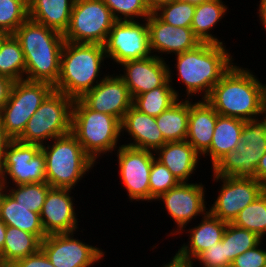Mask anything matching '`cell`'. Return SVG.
Segmentation results:
<instances>
[{
  "label": "cell",
  "mask_w": 266,
  "mask_h": 267,
  "mask_svg": "<svg viewBox=\"0 0 266 267\" xmlns=\"http://www.w3.org/2000/svg\"><path fill=\"white\" fill-rule=\"evenodd\" d=\"M103 2L116 21L140 18L145 20L151 15L143 0H103Z\"/></svg>",
  "instance_id": "38"
},
{
  "label": "cell",
  "mask_w": 266,
  "mask_h": 267,
  "mask_svg": "<svg viewBox=\"0 0 266 267\" xmlns=\"http://www.w3.org/2000/svg\"><path fill=\"white\" fill-rule=\"evenodd\" d=\"M10 267H55L43 250L40 248L36 253L17 260Z\"/></svg>",
  "instance_id": "43"
},
{
  "label": "cell",
  "mask_w": 266,
  "mask_h": 267,
  "mask_svg": "<svg viewBox=\"0 0 266 267\" xmlns=\"http://www.w3.org/2000/svg\"><path fill=\"white\" fill-rule=\"evenodd\" d=\"M164 59L149 56L143 59L128 60L120 64L124 74L119 77L128 87L132 97L163 86L169 80V66Z\"/></svg>",
  "instance_id": "17"
},
{
  "label": "cell",
  "mask_w": 266,
  "mask_h": 267,
  "mask_svg": "<svg viewBox=\"0 0 266 267\" xmlns=\"http://www.w3.org/2000/svg\"><path fill=\"white\" fill-rule=\"evenodd\" d=\"M201 222L195 227L183 229L180 233L187 231L190 235L177 253L190 261H193L201 252L219 243L227 227V222L220 220L218 217L213 216L209 211L202 216Z\"/></svg>",
  "instance_id": "21"
},
{
  "label": "cell",
  "mask_w": 266,
  "mask_h": 267,
  "mask_svg": "<svg viewBox=\"0 0 266 267\" xmlns=\"http://www.w3.org/2000/svg\"><path fill=\"white\" fill-rule=\"evenodd\" d=\"M264 115L266 116V88H265V106H264Z\"/></svg>",
  "instance_id": "54"
},
{
  "label": "cell",
  "mask_w": 266,
  "mask_h": 267,
  "mask_svg": "<svg viewBox=\"0 0 266 267\" xmlns=\"http://www.w3.org/2000/svg\"><path fill=\"white\" fill-rule=\"evenodd\" d=\"M222 0H207L196 6L191 29L201 43L225 44L224 41L212 35L214 26L220 22L227 13V5ZM211 30V31H210Z\"/></svg>",
  "instance_id": "28"
},
{
  "label": "cell",
  "mask_w": 266,
  "mask_h": 267,
  "mask_svg": "<svg viewBox=\"0 0 266 267\" xmlns=\"http://www.w3.org/2000/svg\"><path fill=\"white\" fill-rule=\"evenodd\" d=\"M147 25L152 55L161 59H166L162 57L164 53L176 55L201 44L190 27H173L161 21L154 13L147 18Z\"/></svg>",
  "instance_id": "19"
},
{
  "label": "cell",
  "mask_w": 266,
  "mask_h": 267,
  "mask_svg": "<svg viewBox=\"0 0 266 267\" xmlns=\"http://www.w3.org/2000/svg\"><path fill=\"white\" fill-rule=\"evenodd\" d=\"M13 35L24 53L25 80L54 86L60 75L63 34L28 18Z\"/></svg>",
  "instance_id": "2"
},
{
  "label": "cell",
  "mask_w": 266,
  "mask_h": 267,
  "mask_svg": "<svg viewBox=\"0 0 266 267\" xmlns=\"http://www.w3.org/2000/svg\"><path fill=\"white\" fill-rule=\"evenodd\" d=\"M227 256V267H231L233 260L245 251L254 248L262 240L256 233L228 223L223 234Z\"/></svg>",
  "instance_id": "33"
},
{
  "label": "cell",
  "mask_w": 266,
  "mask_h": 267,
  "mask_svg": "<svg viewBox=\"0 0 266 267\" xmlns=\"http://www.w3.org/2000/svg\"><path fill=\"white\" fill-rule=\"evenodd\" d=\"M196 6L183 1L171 0L159 7L154 14L173 27H191Z\"/></svg>",
  "instance_id": "37"
},
{
  "label": "cell",
  "mask_w": 266,
  "mask_h": 267,
  "mask_svg": "<svg viewBox=\"0 0 266 267\" xmlns=\"http://www.w3.org/2000/svg\"><path fill=\"white\" fill-rule=\"evenodd\" d=\"M155 158L165 165L179 182H188L196 171L201 155L185 141L166 142L155 152ZM198 164V165H197Z\"/></svg>",
  "instance_id": "23"
},
{
  "label": "cell",
  "mask_w": 266,
  "mask_h": 267,
  "mask_svg": "<svg viewBox=\"0 0 266 267\" xmlns=\"http://www.w3.org/2000/svg\"><path fill=\"white\" fill-rule=\"evenodd\" d=\"M4 191H5V186L0 179V204H1V199H2Z\"/></svg>",
  "instance_id": "52"
},
{
  "label": "cell",
  "mask_w": 266,
  "mask_h": 267,
  "mask_svg": "<svg viewBox=\"0 0 266 267\" xmlns=\"http://www.w3.org/2000/svg\"><path fill=\"white\" fill-rule=\"evenodd\" d=\"M176 1H183V2H187L189 4L197 6V5L202 4L203 2H206L207 0H176Z\"/></svg>",
  "instance_id": "51"
},
{
  "label": "cell",
  "mask_w": 266,
  "mask_h": 267,
  "mask_svg": "<svg viewBox=\"0 0 266 267\" xmlns=\"http://www.w3.org/2000/svg\"><path fill=\"white\" fill-rule=\"evenodd\" d=\"M169 67V80L160 87L133 98L132 105L139 111L153 117L159 116L179 99V91L173 88V72ZM172 74V75H171Z\"/></svg>",
  "instance_id": "31"
},
{
  "label": "cell",
  "mask_w": 266,
  "mask_h": 267,
  "mask_svg": "<svg viewBox=\"0 0 266 267\" xmlns=\"http://www.w3.org/2000/svg\"><path fill=\"white\" fill-rule=\"evenodd\" d=\"M41 248V240L34 234L7 226L5 243L0 252V265L10 267L17 260L36 253Z\"/></svg>",
  "instance_id": "29"
},
{
  "label": "cell",
  "mask_w": 266,
  "mask_h": 267,
  "mask_svg": "<svg viewBox=\"0 0 266 267\" xmlns=\"http://www.w3.org/2000/svg\"><path fill=\"white\" fill-rule=\"evenodd\" d=\"M213 176V181L222 182L218 196L208 211L227 223H232L248 204H251L265 190L266 186L257 179L235 178L234 176Z\"/></svg>",
  "instance_id": "12"
},
{
  "label": "cell",
  "mask_w": 266,
  "mask_h": 267,
  "mask_svg": "<svg viewBox=\"0 0 266 267\" xmlns=\"http://www.w3.org/2000/svg\"><path fill=\"white\" fill-rule=\"evenodd\" d=\"M9 34L3 32V31H0V45L2 43V41L8 36Z\"/></svg>",
  "instance_id": "53"
},
{
  "label": "cell",
  "mask_w": 266,
  "mask_h": 267,
  "mask_svg": "<svg viewBox=\"0 0 266 267\" xmlns=\"http://www.w3.org/2000/svg\"><path fill=\"white\" fill-rule=\"evenodd\" d=\"M7 178L13 185L46 182L41 146L11 140L0 163V179L5 187H9Z\"/></svg>",
  "instance_id": "10"
},
{
  "label": "cell",
  "mask_w": 266,
  "mask_h": 267,
  "mask_svg": "<svg viewBox=\"0 0 266 267\" xmlns=\"http://www.w3.org/2000/svg\"><path fill=\"white\" fill-rule=\"evenodd\" d=\"M179 183L178 179L165 165L156 158L153 159L149 175L150 202L155 201L161 194L177 186Z\"/></svg>",
  "instance_id": "39"
},
{
  "label": "cell",
  "mask_w": 266,
  "mask_h": 267,
  "mask_svg": "<svg viewBox=\"0 0 266 267\" xmlns=\"http://www.w3.org/2000/svg\"><path fill=\"white\" fill-rule=\"evenodd\" d=\"M53 91L54 86L47 82L24 79L13 83L9 98L0 111L4 130L12 140L22 135L31 116Z\"/></svg>",
  "instance_id": "8"
},
{
  "label": "cell",
  "mask_w": 266,
  "mask_h": 267,
  "mask_svg": "<svg viewBox=\"0 0 266 267\" xmlns=\"http://www.w3.org/2000/svg\"><path fill=\"white\" fill-rule=\"evenodd\" d=\"M266 149L244 148L242 141L236 149L223 156L211 169L216 176L256 179L257 165Z\"/></svg>",
  "instance_id": "24"
},
{
  "label": "cell",
  "mask_w": 266,
  "mask_h": 267,
  "mask_svg": "<svg viewBox=\"0 0 266 267\" xmlns=\"http://www.w3.org/2000/svg\"><path fill=\"white\" fill-rule=\"evenodd\" d=\"M232 224L252 231L263 239L266 235V190L241 210Z\"/></svg>",
  "instance_id": "34"
},
{
  "label": "cell",
  "mask_w": 266,
  "mask_h": 267,
  "mask_svg": "<svg viewBox=\"0 0 266 267\" xmlns=\"http://www.w3.org/2000/svg\"><path fill=\"white\" fill-rule=\"evenodd\" d=\"M265 88L250 69L234 63L205 100L221 116L249 121L264 115Z\"/></svg>",
  "instance_id": "1"
},
{
  "label": "cell",
  "mask_w": 266,
  "mask_h": 267,
  "mask_svg": "<svg viewBox=\"0 0 266 267\" xmlns=\"http://www.w3.org/2000/svg\"><path fill=\"white\" fill-rule=\"evenodd\" d=\"M73 101L64 93L54 90L31 116L17 140L43 146L54 138L69 134Z\"/></svg>",
  "instance_id": "7"
},
{
  "label": "cell",
  "mask_w": 266,
  "mask_h": 267,
  "mask_svg": "<svg viewBox=\"0 0 266 267\" xmlns=\"http://www.w3.org/2000/svg\"><path fill=\"white\" fill-rule=\"evenodd\" d=\"M0 219L7 226L36 235L41 241L47 236L40 214L19 204L6 190L1 199Z\"/></svg>",
  "instance_id": "27"
},
{
  "label": "cell",
  "mask_w": 266,
  "mask_h": 267,
  "mask_svg": "<svg viewBox=\"0 0 266 267\" xmlns=\"http://www.w3.org/2000/svg\"><path fill=\"white\" fill-rule=\"evenodd\" d=\"M116 151L118 173L120 172L129 201L150 202L149 175L155 153L126 145H120Z\"/></svg>",
  "instance_id": "14"
},
{
  "label": "cell",
  "mask_w": 266,
  "mask_h": 267,
  "mask_svg": "<svg viewBox=\"0 0 266 267\" xmlns=\"http://www.w3.org/2000/svg\"><path fill=\"white\" fill-rule=\"evenodd\" d=\"M6 229L7 225L0 219V252L2 251L5 243Z\"/></svg>",
  "instance_id": "50"
},
{
  "label": "cell",
  "mask_w": 266,
  "mask_h": 267,
  "mask_svg": "<svg viewBox=\"0 0 266 267\" xmlns=\"http://www.w3.org/2000/svg\"><path fill=\"white\" fill-rule=\"evenodd\" d=\"M71 133L83 150L96 162L107 152L112 154L120 146L121 122L114 116L88 108L80 99L72 106ZM102 155V156H101Z\"/></svg>",
  "instance_id": "6"
},
{
  "label": "cell",
  "mask_w": 266,
  "mask_h": 267,
  "mask_svg": "<svg viewBox=\"0 0 266 267\" xmlns=\"http://www.w3.org/2000/svg\"><path fill=\"white\" fill-rule=\"evenodd\" d=\"M108 74L80 100L90 109L112 115L122 122L125 113L131 108L133 99L128 87L118 74Z\"/></svg>",
  "instance_id": "16"
},
{
  "label": "cell",
  "mask_w": 266,
  "mask_h": 267,
  "mask_svg": "<svg viewBox=\"0 0 266 267\" xmlns=\"http://www.w3.org/2000/svg\"><path fill=\"white\" fill-rule=\"evenodd\" d=\"M25 57L19 41L9 34L0 45V76L16 82L25 79Z\"/></svg>",
  "instance_id": "32"
},
{
  "label": "cell",
  "mask_w": 266,
  "mask_h": 267,
  "mask_svg": "<svg viewBox=\"0 0 266 267\" xmlns=\"http://www.w3.org/2000/svg\"><path fill=\"white\" fill-rule=\"evenodd\" d=\"M193 261L188 260L187 258L181 257L177 252L170 259L168 263H164L161 267H193Z\"/></svg>",
  "instance_id": "45"
},
{
  "label": "cell",
  "mask_w": 266,
  "mask_h": 267,
  "mask_svg": "<svg viewBox=\"0 0 266 267\" xmlns=\"http://www.w3.org/2000/svg\"><path fill=\"white\" fill-rule=\"evenodd\" d=\"M256 179L266 186V151L263 153L257 165Z\"/></svg>",
  "instance_id": "46"
},
{
  "label": "cell",
  "mask_w": 266,
  "mask_h": 267,
  "mask_svg": "<svg viewBox=\"0 0 266 267\" xmlns=\"http://www.w3.org/2000/svg\"><path fill=\"white\" fill-rule=\"evenodd\" d=\"M218 113L205 100L189 99L188 133L186 141L202 156L210 147Z\"/></svg>",
  "instance_id": "22"
},
{
  "label": "cell",
  "mask_w": 266,
  "mask_h": 267,
  "mask_svg": "<svg viewBox=\"0 0 266 267\" xmlns=\"http://www.w3.org/2000/svg\"><path fill=\"white\" fill-rule=\"evenodd\" d=\"M106 58L104 45L65 41L61 54L60 75L54 90L73 100L80 99L108 75L100 77V69L103 68Z\"/></svg>",
  "instance_id": "4"
},
{
  "label": "cell",
  "mask_w": 266,
  "mask_h": 267,
  "mask_svg": "<svg viewBox=\"0 0 266 267\" xmlns=\"http://www.w3.org/2000/svg\"><path fill=\"white\" fill-rule=\"evenodd\" d=\"M177 78L186 86V99H206L212 88L234 64V58L223 44L201 43L196 48L176 54Z\"/></svg>",
  "instance_id": "3"
},
{
  "label": "cell",
  "mask_w": 266,
  "mask_h": 267,
  "mask_svg": "<svg viewBox=\"0 0 266 267\" xmlns=\"http://www.w3.org/2000/svg\"><path fill=\"white\" fill-rule=\"evenodd\" d=\"M144 22V23H143ZM107 58L117 65L152 56L147 19L115 21L104 44Z\"/></svg>",
  "instance_id": "11"
},
{
  "label": "cell",
  "mask_w": 266,
  "mask_h": 267,
  "mask_svg": "<svg viewBox=\"0 0 266 267\" xmlns=\"http://www.w3.org/2000/svg\"><path fill=\"white\" fill-rule=\"evenodd\" d=\"M244 148L266 149V116L245 121L241 132Z\"/></svg>",
  "instance_id": "40"
},
{
  "label": "cell",
  "mask_w": 266,
  "mask_h": 267,
  "mask_svg": "<svg viewBox=\"0 0 266 267\" xmlns=\"http://www.w3.org/2000/svg\"><path fill=\"white\" fill-rule=\"evenodd\" d=\"M199 261L202 267H227L225 241L213 244L210 248L201 252L193 261Z\"/></svg>",
  "instance_id": "41"
},
{
  "label": "cell",
  "mask_w": 266,
  "mask_h": 267,
  "mask_svg": "<svg viewBox=\"0 0 266 267\" xmlns=\"http://www.w3.org/2000/svg\"><path fill=\"white\" fill-rule=\"evenodd\" d=\"M13 83L10 78L0 76V111L9 98Z\"/></svg>",
  "instance_id": "44"
},
{
  "label": "cell",
  "mask_w": 266,
  "mask_h": 267,
  "mask_svg": "<svg viewBox=\"0 0 266 267\" xmlns=\"http://www.w3.org/2000/svg\"><path fill=\"white\" fill-rule=\"evenodd\" d=\"M72 189L51 188L45 198L40 217L46 235L71 233L78 230Z\"/></svg>",
  "instance_id": "18"
},
{
  "label": "cell",
  "mask_w": 266,
  "mask_h": 267,
  "mask_svg": "<svg viewBox=\"0 0 266 267\" xmlns=\"http://www.w3.org/2000/svg\"><path fill=\"white\" fill-rule=\"evenodd\" d=\"M128 133L131 136L130 143L123 144L132 148L150 150L155 152L162 147L166 141L159 130L156 117L149 116L133 105L125 113L121 122V135ZM133 140V141H132Z\"/></svg>",
  "instance_id": "20"
},
{
  "label": "cell",
  "mask_w": 266,
  "mask_h": 267,
  "mask_svg": "<svg viewBox=\"0 0 266 267\" xmlns=\"http://www.w3.org/2000/svg\"><path fill=\"white\" fill-rule=\"evenodd\" d=\"M151 13H154L159 7L167 4L171 0H143Z\"/></svg>",
  "instance_id": "48"
},
{
  "label": "cell",
  "mask_w": 266,
  "mask_h": 267,
  "mask_svg": "<svg viewBox=\"0 0 266 267\" xmlns=\"http://www.w3.org/2000/svg\"><path fill=\"white\" fill-rule=\"evenodd\" d=\"M185 100V101H184ZM189 99H178L156 117V123L166 142L185 141L188 133Z\"/></svg>",
  "instance_id": "30"
},
{
  "label": "cell",
  "mask_w": 266,
  "mask_h": 267,
  "mask_svg": "<svg viewBox=\"0 0 266 267\" xmlns=\"http://www.w3.org/2000/svg\"><path fill=\"white\" fill-rule=\"evenodd\" d=\"M245 121L218 115L209 149L202 155L210 157L212 167L227 153L236 149L241 141Z\"/></svg>",
  "instance_id": "25"
},
{
  "label": "cell",
  "mask_w": 266,
  "mask_h": 267,
  "mask_svg": "<svg viewBox=\"0 0 266 267\" xmlns=\"http://www.w3.org/2000/svg\"><path fill=\"white\" fill-rule=\"evenodd\" d=\"M261 241L254 248L245 251L236 257L231 267H265L266 266V249H264Z\"/></svg>",
  "instance_id": "42"
},
{
  "label": "cell",
  "mask_w": 266,
  "mask_h": 267,
  "mask_svg": "<svg viewBox=\"0 0 266 267\" xmlns=\"http://www.w3.org/2000/svg\"><path fill=\"white\" fill-rule=\"evenodd\" d=\"M41 151L45 156L46 182L52 188L75 190L96 164L71 132L41 146Z\"/></svg>",
  "instance_id": "5"
},
{
  "label": "cell",
  "mask_w": 266,
  "mask_h": 267,
  "mask_svg": "<svg viewBox=\"0 0 266 267\" xmlns=\"http://www.w3.org/2000/svg\"><path fill=\"white\" fill-rule=\"evenodd\" d=\"M205 189L202 183L180 182L155 199L163 202L165 211L177 225L169 235H178L193 219L208 212Z\"/></svg>",
  "instance_id": "13"
},
{
  "label": "cell",
  "mask_w": 266,
  "mask_h": 267,
  "mask_svg": "<svg viewBox=\"0 0 266 267\" xmlns=\"http://www.w3.org/2000/svg\"><path fill=\"white\" fill-rule=\"evenodd\" d=\"M11 138L6 134V131L4 130L2 120L0 117V163L3 159L5 150L8 146V144L11 142Z\"/></svg>",
  "instance_id": "47"
},
{
  "label": "cell",
  "mask_w": 266,
  "mask_h": 267,
  "mask_svg": "<svg viewBox=\"0 0 266 267\" xmlns=\"http://www.w3.org/2000/svg\"><path fill=\"white\" fill-rule=\"evenodd\" d=\"M115 19L103 0H75L66 42L104 45Z\"/></svg>",
  "instance_id": "9"
},
{
  "label": "cell",
  "mask_w": 266,
  "mask_h": 267,
  "mask_svg": "<svg viewBox=\"0 0 266 267\" xmlns=\"http://www.w3.org/2000/svg\"><path fill=\"white\" fill-rule=\"evenodd\" d=\"M14 186V187H12ZM5 190L21 205L36 213L41 212L48 191L52 188L47 182L12 185Z\"/></svg>",
  "instance_id": "35"
},
{
  "label": "cell",
  "mask_w": 266,
  "mask_h": 267,
  "mask_svg": "<svg viewBox=\"0 0 266 267\" xmlns=\"http://www.w3.org/2000/svg\"><path fill=\"white\" fill-rule=\"evenodd\" d=\"M74 234H50L41 241V249L55 267H90L105 257L102 249L74 238Z\"/></svg>",
  "instance_id": "15"
},
{
  "label": "cell",
  "mask_w": 266,
  "mask_h": 267,
  "mask_svg": "<svg viewBox=\"0 0 266 267\" xmlns=\"http://www.w3.org/2000/svg\"><path fill=\"white\" fill-rule=\"evenodd\" d=\"M75 0H28L29 18L62 34L69 26Z\"/></svg>",
  "instance_id": "26"
},
{
  "label": "cell",
  "mask_w": 266,
  "mask_h": 267,
  "mask_svg": "<svg viewBox=\"0 0 266 267\" xmlns=\"http://www.w3.org/2000/svg\"><path fill=\"white\" fill-rule=\"evenodd\" d=\"M259 2V9H257L259 14L258 17L266 31V0H260Z\"/></svg>",
  "instance_id": "49"
},
{
  "label": "cell",
  "mask_w": 266,
  "mask_h": 267,
  "mask_svg": "<svg viewBox=\"0 0 266 267\" xmlns=\"http://www.w3.org/2000/svg\"><path fill=\"white\" fill-rule=\"evenodd\" d=\"M28 18V0H0V31L13 34Z\"/></svg>",
  "instance_id": "36"
}]
</instances>
